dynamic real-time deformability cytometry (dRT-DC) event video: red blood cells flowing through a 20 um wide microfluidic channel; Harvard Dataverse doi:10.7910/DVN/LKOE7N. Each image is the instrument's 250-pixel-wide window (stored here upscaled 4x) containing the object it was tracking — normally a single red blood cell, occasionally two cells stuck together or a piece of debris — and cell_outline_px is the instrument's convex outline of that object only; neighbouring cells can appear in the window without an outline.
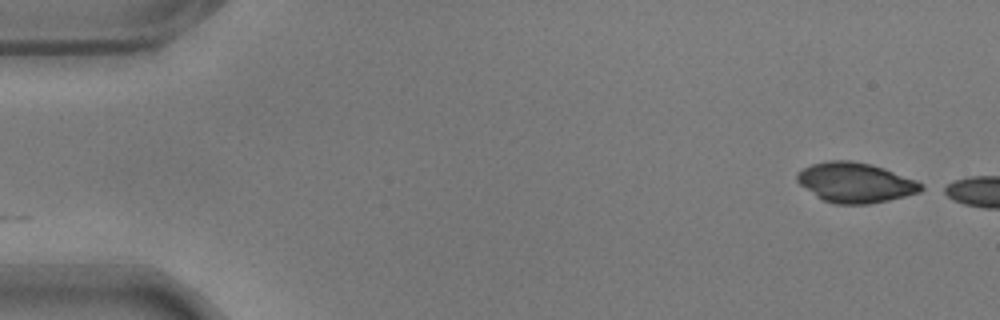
{"species": "common noctule bat (a hibernating species)", "species_latin": "Nyctalus noctula", "temperature_condition": "warm", "stored_images_in_passage": 5, "camera_frame_rate_fps": 3000, "um_per_image_px": 0.085, "animal": {"sex": "male", "body_mass_g": 17.9}, "frame": {"image": 1, "passage_image": 1, "time_ms": 0.0, "image_size_px": [1000, 320], "cell_outline_px": [[928, 188], [920, 192], [888, 200], [868, 204], [836, 204], [824, 200], [816, 196], [800, 184], [796, 180], [796, 172], [812, 164], [828, 160], [852, 160], [872, 164], [884, 168], [916, 180], [924, 184]], "centroid_in_image_um": [72.73, 15.51], "position_along_channel_um": 12.3, "area_um2": 29.02}}